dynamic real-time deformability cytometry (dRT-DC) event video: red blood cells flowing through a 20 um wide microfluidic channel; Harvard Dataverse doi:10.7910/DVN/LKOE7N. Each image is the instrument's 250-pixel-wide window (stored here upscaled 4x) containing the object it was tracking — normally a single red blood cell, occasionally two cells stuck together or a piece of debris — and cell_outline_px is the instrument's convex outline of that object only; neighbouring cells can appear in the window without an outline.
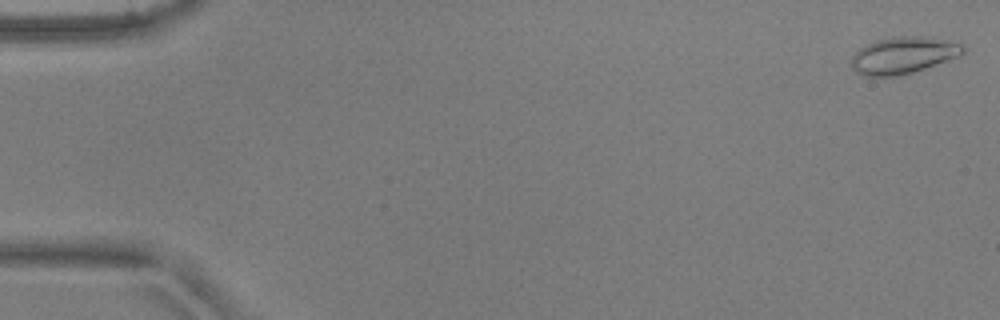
{"species": "common noctule bat (a hibernating species)", "species_latin": "Nyctalus noctula", "temperature_condition": "warm", "stored_images_in_passage": 5, "camera_frame_rate_fps": 3000, "um_per_image_px": 0.085, "animal": {"sex": "male", "body_mass_g": 17.9, "forearm_length_mm": 54.2}, "frame": {"image": 1, "passage_image": 1, "time_ms": 0.0, "image_size_px": [1000, 320], "cell_outline_px": [[964, 52], [960, 56], [900, 76], [860, 76], [852, 68], [852, 56], [860, 48], [876, 40], [892, 36], [916, 36], [948, 40], [964, 44]], "centroid_in_image_um": [76.77, 4.7], "position_along_channel_um": 8.2, "area_um2": 23.93}}